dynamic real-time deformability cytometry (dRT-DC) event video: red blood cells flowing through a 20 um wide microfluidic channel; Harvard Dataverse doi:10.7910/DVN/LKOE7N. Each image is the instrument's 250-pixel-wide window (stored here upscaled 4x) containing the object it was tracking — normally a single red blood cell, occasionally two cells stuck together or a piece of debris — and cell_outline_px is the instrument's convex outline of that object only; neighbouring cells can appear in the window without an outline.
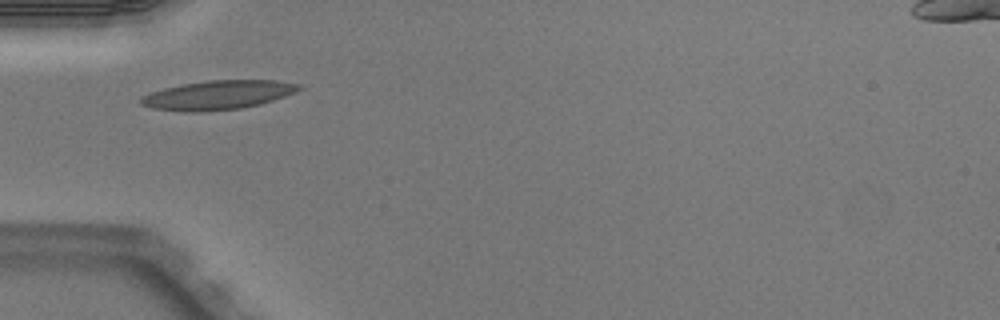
{"species": "Egyptian fruit bat (a non-hibernating species)", "species_latin": "Rousettus aegyptiacus", "temperature_condition": "warm", "stored_images_in_passage": 3, "camera_frame_rate_fps": 3000, "um_per_image_px": 0.085, "animal": {"sex": "male"}, "frame": {"image": 1, "passage_image": 2, "time_ms": 0.333, "image_size_px": [1000, 320], "cell_outline_px": [[304, 88], [296, 92], [260, 104], [240, 108], [200, 112], [184, 112], [152, 108], [140, 104], [136, 100], [140, 96], [164, 88], [180, 84], [208, 80], [276, 80], [300, 84]], "centroid_in_image_um": [18.48, 8.07], "position_along_channel_um": 66.5, "area_um2": 26.99}}
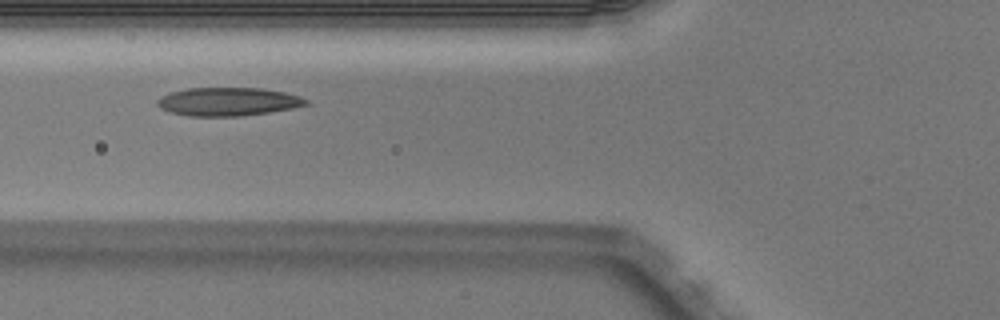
{"frame": {"image": 2, "passage_image": 3, "time_ms": 0.667, "image_size_px": [1000, 320], "cell_outline_px": [[308, 104], [292, 108], [268, 112], [240, 116], [188, 116], [168, 112], [160, 108], [156, 104], [156, 100], [160, 96], [168, 92], [188, 88], [260, 88], [284, 92], [300, 96], [308, 100]], "centroid_in_image_um": [19.32, 8.64], "position_along_channel_um": 106.5, "area_um2": 24.68}}